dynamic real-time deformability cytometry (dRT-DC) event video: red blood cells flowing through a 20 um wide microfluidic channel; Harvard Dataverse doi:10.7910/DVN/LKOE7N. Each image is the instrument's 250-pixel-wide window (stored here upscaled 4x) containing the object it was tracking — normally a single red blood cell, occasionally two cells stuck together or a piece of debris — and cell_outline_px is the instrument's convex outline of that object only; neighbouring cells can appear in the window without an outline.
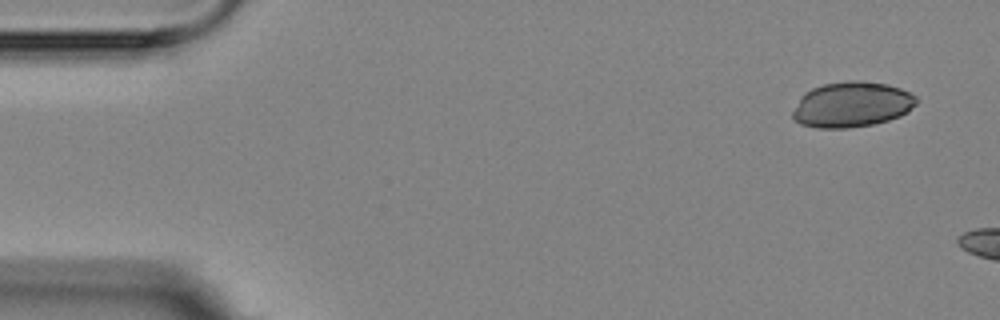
{"species": "Egyptian fruit bat (a non-hibernating species)", "species_latin": "Rousettus aegyptiacus", "temperature_condition": "room temperature", "stored_images_in_passage": 5, "segment_of_instrument_passage": [2, 2], "camera_frame_rate_fps": 3000, "um_per_image_px": 0.085, "animal": {"sex": "female"}, "frame": {"image": 1, "passage_image": 5, "time_ms": 4.667, "image_size_px": [1000, 320], "cell_outline_px": [[916, 104], [908, 112], [900, 116], [888, 120], [872, 124], [848, 128], [816, 128], [800, 124], [792, 116], [792, 112], [800, 96], [804, 92], [812, 88], [824, 84], [848, 80], [864, 80], [888, 84], [900, 88], [916, 96]], "centroid_in_image_um": [72.39, 8.87], "position_along_channel_um": 12.6, "area_um2": 32.95}}